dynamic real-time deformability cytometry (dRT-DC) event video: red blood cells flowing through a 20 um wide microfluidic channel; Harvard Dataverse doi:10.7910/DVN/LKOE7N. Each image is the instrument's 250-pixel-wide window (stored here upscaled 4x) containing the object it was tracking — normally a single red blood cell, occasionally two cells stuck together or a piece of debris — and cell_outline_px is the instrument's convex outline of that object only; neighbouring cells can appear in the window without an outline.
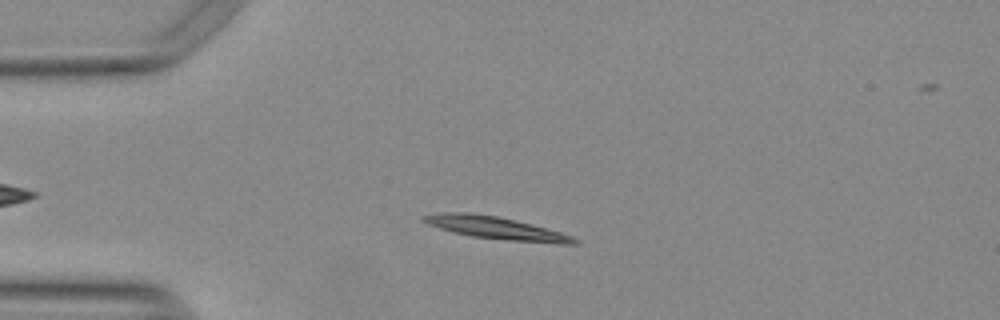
{"species": "Egyptian fruit bat (a non-hibernating species)", "species_latin": "Rousettus aegyptiacus", "temperature_condition": "warm", "stored_images_in_passage": 51, "camera_frame_rate_fps": 3000, "um_per_image_px": 0.085, "animal": {"sex": "female"}, "frame": {"image": 1, "passage_image": 11, "time_ms": 3.333, "image_size_px": [1000, 320], "cell_outline_px": [[580, 240], [576, 244], [560, 244], [508, 240], [472, 236], [452, 232], [428, 224], [420, 220], [420, 216], [440, 212], [468, 212], [496, 216], [516, 220], [532, 224], [560, 232], [572, 236]], "centroid_in_image_um": [42.14, 19.37], "position_along_channel_um": 42.9, "area_um2": 19.77}}
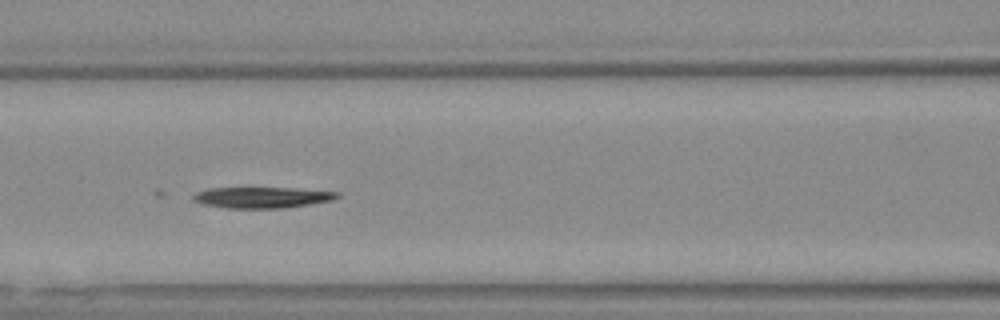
{"frame": {"image": 2, "passage_image": 21, "time_ms": 6.667, "image_size_px": [1000, 320], "cell_outline_px": [[340, 196], [332, 200], [308, 204], [280, 208], [224, 208], [204, 204], [192, 200], [192, 196], [196, 192], [208, 188], [292, 188], [340, 192]], "centroid_in_image_um": [22.24, 16.78], "position_along_channel_um": 144.4, "area_um2": 17.51}}
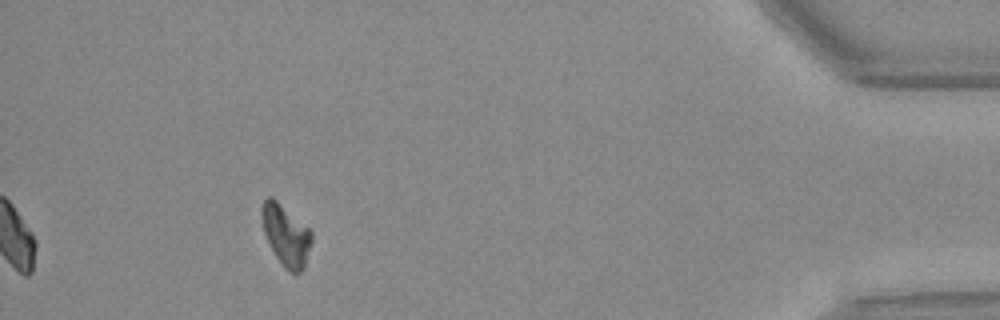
{"frame": {"image": 3, "passage_image": 47, "time_ms": 15.333, "image_size_px": [1000, 320], "cell_outline_px": [[312, 240], [304, 268], [296, 276], [288, 272], [284, 268], [276, 256], [264, 232], [260, 212], [260, 208], [264, 200], [268, 196], [272, 196], [308, 228], [312, 232]], "centroid_in_image_um": [24.3, 20.01], "position_along_channel_um": 410.9, "area_um2": 17.69}}